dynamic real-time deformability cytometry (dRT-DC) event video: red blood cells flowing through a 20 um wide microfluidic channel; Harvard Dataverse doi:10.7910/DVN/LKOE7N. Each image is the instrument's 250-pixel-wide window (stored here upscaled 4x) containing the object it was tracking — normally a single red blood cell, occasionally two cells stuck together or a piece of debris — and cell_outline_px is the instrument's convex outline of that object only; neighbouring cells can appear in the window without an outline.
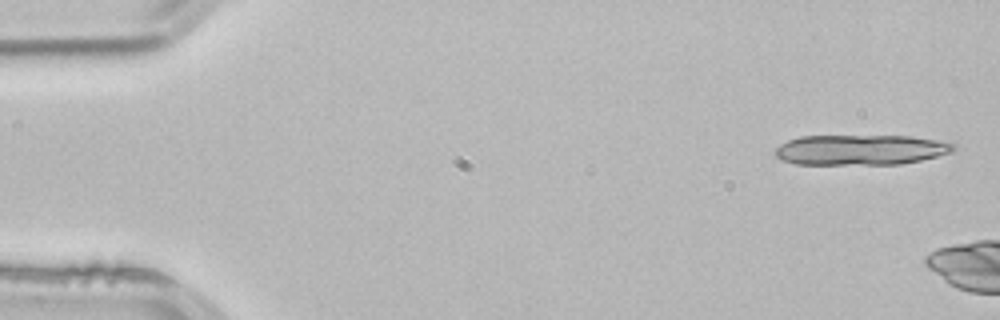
{"species": "common noctule bat (a hibernating species)", "species_latin": "Nyctalus noctula", "temperature_condition": "room temperature", "stored_images_in_passage": 2, "camera_frame_rate_fps": 3000, "um_per_image_px": 0.085, "animal": {"sex": "male", "body_mass_g": 21.5, "forearm_length_mm": 52.0}, "frame": {"image": 1, "passage_image": 1, "time_ms": 0.0, "image_size_px": [1000, 320], "cell_outline_px": [[956, 148], [952, 152], [920, 160], [900, 164], [796, 164], [780, 160], [776, 156], [776, 148], [780, 144], [788, 140], [800, 136], [908, 136], [936, 140], [956, 144]], "centroid_in_image_um": [73.13, 12.73], "position_along_channel_um": 11.9, "area_um2": 31.39}}